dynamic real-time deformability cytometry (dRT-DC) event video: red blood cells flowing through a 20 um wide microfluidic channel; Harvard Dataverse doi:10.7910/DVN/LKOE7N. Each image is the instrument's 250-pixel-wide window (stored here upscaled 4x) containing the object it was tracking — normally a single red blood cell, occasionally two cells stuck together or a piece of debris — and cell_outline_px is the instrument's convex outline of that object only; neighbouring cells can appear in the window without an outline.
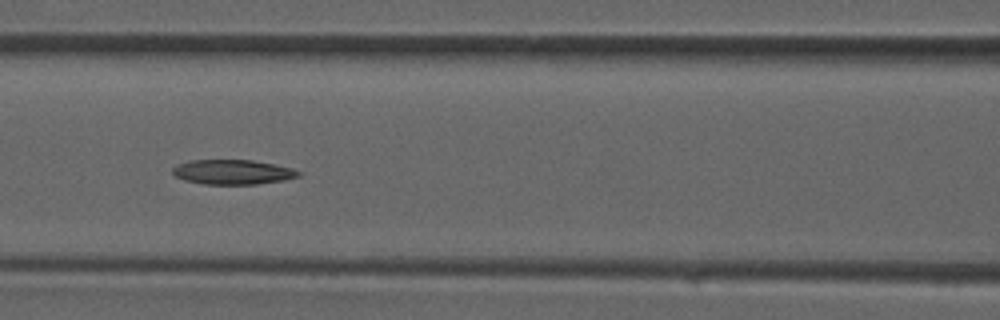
{"species": "common noctule bat (a hibernating species)", "species_latin": "Nyctalus noctula", "temperature_condition": "room temperature", "stored_images_in_passage": 24, "camera_frame_rate_fps": 3000, "um_per_image_px": 0.085, "animal": {"sex": "male", "forearm_length_mm": 52.5}, "frame": {"image": 1, "passage_image": 7, "time_ms": 2.0, "image_size_px": [1000, 320], "cell_outline_px": [[300, 176], [284, 180], [256, 184], [204, 184], [184, 180], [176, 176], [172, 172], [172, 168], [176, 164], [188, 160], [252, 160], [276, 164], [292, 168], [300, 172]], "centroid_in_image_um": [19.76, 14.61], "position_along_channel_um": 146.8, "area_um2": 18.21}}
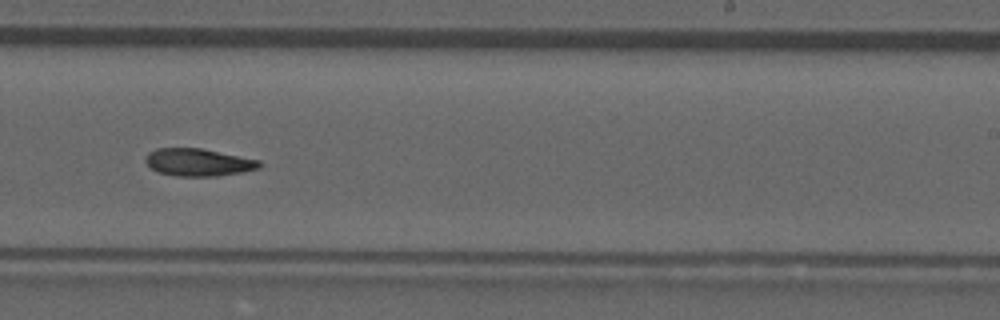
{"frame": {"image": 2, "passage_image": 14, "time_ms": 4.333, "image_size_px": [1000, 320], "cell_outline_px": [[260, 168], [240, 172], [216, 176], [176, 176], [160, 172], [152, 168], [144, 160], [144, 156], [148, 152], [156, 148], [200, 148], [260, 160]], "centroid_in_image_um": [16.82, 13.79], "position_along_channel_um": 272.2, "area_um2": 18.09}}